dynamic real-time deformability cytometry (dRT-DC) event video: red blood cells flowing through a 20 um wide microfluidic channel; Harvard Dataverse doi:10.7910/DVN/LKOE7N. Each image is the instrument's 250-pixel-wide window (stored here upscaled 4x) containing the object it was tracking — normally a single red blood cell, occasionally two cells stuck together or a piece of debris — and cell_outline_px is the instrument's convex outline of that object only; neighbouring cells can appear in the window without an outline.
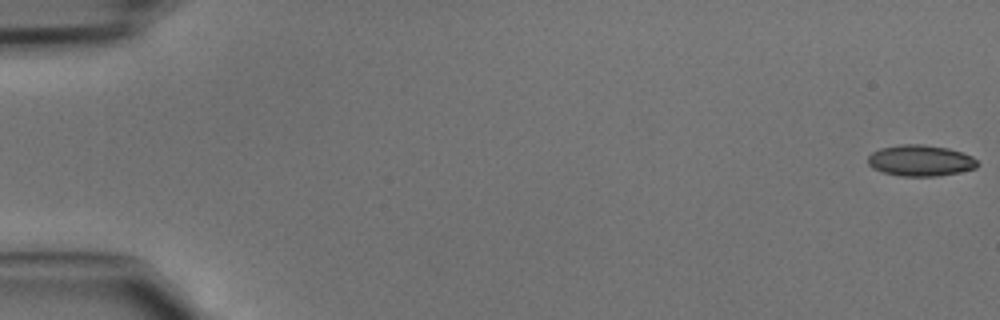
{"species": "common noctule bat (a hibernating species)", "species_latin": "Nyctalus noctula", "temperature_condition": "cold", "stored_images_in_passage": 46, "camera_frame_rate_fps": 3000, "um_per_image_px": 0.085, "animal": {"sex": "male", "body_mass_g": 15.6}, "frame": {"image": 1, "passage_image": 1, "time_ms": 0.0, "image_size_px": [1000, 320], "cell_outline_px": [[980, 164], [976, 168], [960, 172], [936, 176], [900, 176], [884, 172], [872, 168], [868, 164], [868, 156], [872, 152], [880, 148], [900, 144], [920, 144], [948, 148], [972, 156]], "centroid_in_image_um": [78.23, 13.65], "position_along_channel_um": 6.8, "area_um2": 19.88}}
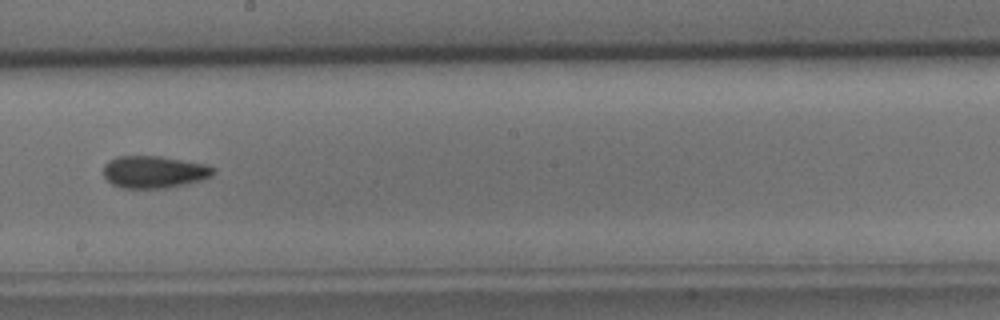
{"frame": {"image": 2, "passage_image": 27, "time_ms": 8.667, "image_size_px": [1000, 320], "cell_outline_px": [[216, 172], [212, 176], [200, 180], [184, 184], [164, 188], [120, 188], [112, 184], [104, 176], [104, 164], [108, 160], [116, 156], [160, 156], [208, 164], [216, 168]], "centroid_in_image_um": [13.11, 14.6], "position_along_channel_um": 235.1, "area_um2": 20.81}}
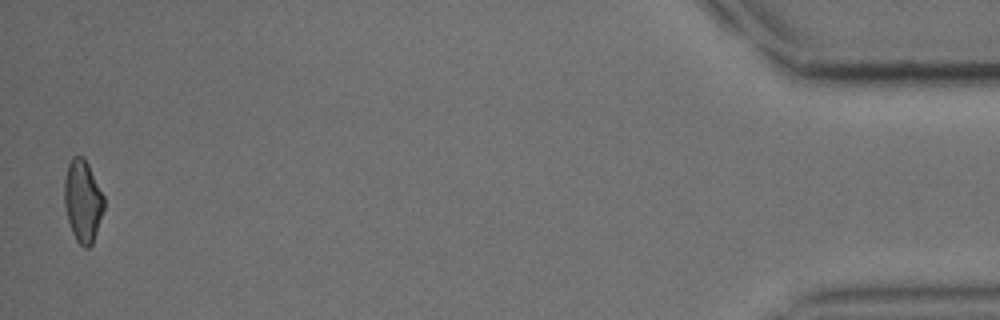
{"frame": {"image": 3, "passage_image": 46, "time_ms": 15.0, "image_size_px": [1000, 320], "cell_outline_px": [[104, 208], [92, 244], [88, 248], [84, 248], [76, 240], [72, 232], [68, 220], [64, 204], [64, 180], [68, 164], [72, 156], [84, 156], [104, 196]], "centroid_in_image_um": [7.02, 17.07], "position_along_channel_um": 428.2, "area_um2": 18.9}}